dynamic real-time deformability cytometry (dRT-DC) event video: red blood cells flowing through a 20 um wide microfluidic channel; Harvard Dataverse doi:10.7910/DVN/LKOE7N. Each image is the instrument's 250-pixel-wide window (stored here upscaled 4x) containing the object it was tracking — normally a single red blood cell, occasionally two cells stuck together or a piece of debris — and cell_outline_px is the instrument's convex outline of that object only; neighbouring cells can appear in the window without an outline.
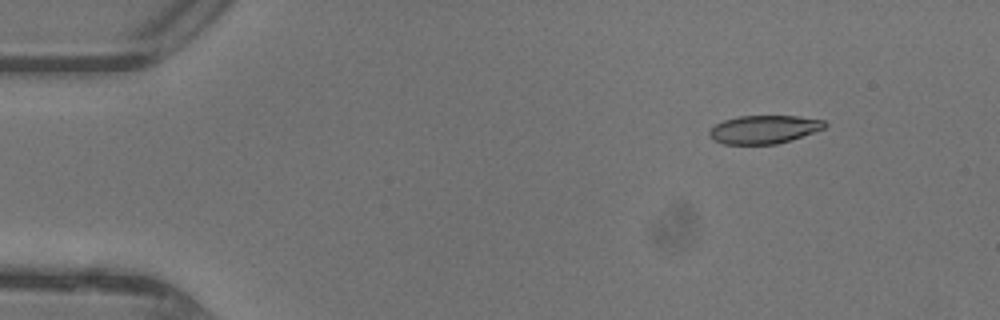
{"species": "common noctule bat (a hibernating species)", "species_latin": "Nyctalus noctula", "temperature_condition": "warm", "stored_images_in_passage": 43, "camera_frame_rate_fps": 3000, "um_per_image_px": 0.085, "animal": {"sex": "female"}, "frame": {"image": 1, "passage_image": 2, "time_ms": 0.333, "image_size_px": [1000, 320], "cell_outline_px": [[828, 124], [824, 128], [792, 140], [776, 144], [724, 144], [708, 136], [708, 132], [716, 124], [724, 120], [740, 116], [796, 116], [824, 120]], "centroid_in_image_um": [64.95, 11.0], "position_along_channel_um": 20.0, "area_um2": 18.9}}
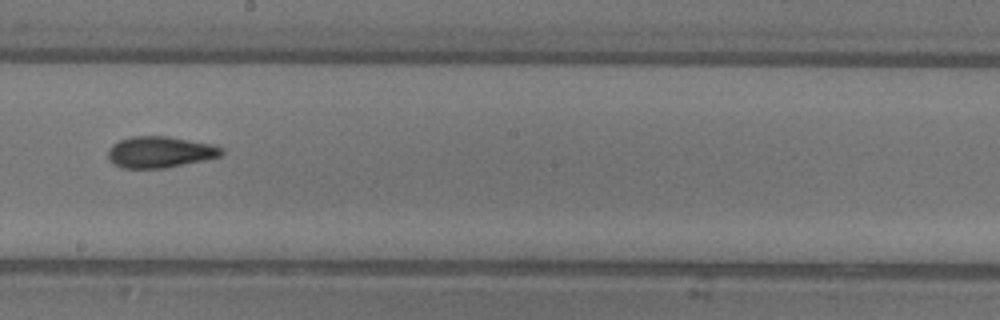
{"frame": {"image": 2, "passage_image": 23, "time_ms": 7.333, "image_size_px": [1000, 320], "cell_outline_px": [[224, 152], [220, 156], [204, 160], [164, 168], [120, 168], [112, 164], [108, 156], [108, 148], [112, 144], [120, 140], [132, 136], [168, 136], [212, 144], [224, 148]], "centroid_in_image_um": [13.58, 12.92], "position_along_channel_um": 234.6, "area_um2": 20.81}}
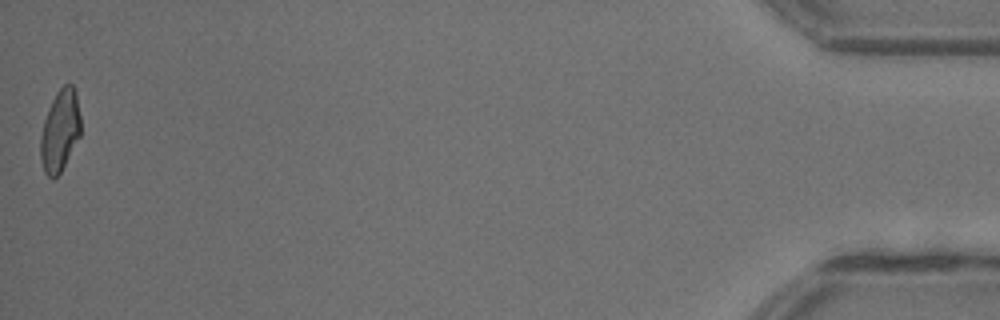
{"frame": {"image": 3, "passage_image": 43, "time_ms": 14.0, "image_size_px": [1000, 320], "cell_outline_px": [[80, 136], [60, 172], [52, 180], [44, 172], [40, 160], [40, 136], [44, 120], [48, 108], [56, 92], [64, 84], [72, 84], [76, 92], [80, 116]], "centroid_in_image_um": [5.08, 11.1], "position_along_channel_um": 430.1, "area_um2": 19.13}, "authors_computed_cell_mechanics": {"area_um2": 20.1144, "velocity_mm_per_s": 4.4258, "shape_relaxation_time_tau1_ms": null, "shape_relaxation_time_tau2_ms": 2.2424, "deformation_change_tau1": null, "deformation_change_tau2": 0.0894}}